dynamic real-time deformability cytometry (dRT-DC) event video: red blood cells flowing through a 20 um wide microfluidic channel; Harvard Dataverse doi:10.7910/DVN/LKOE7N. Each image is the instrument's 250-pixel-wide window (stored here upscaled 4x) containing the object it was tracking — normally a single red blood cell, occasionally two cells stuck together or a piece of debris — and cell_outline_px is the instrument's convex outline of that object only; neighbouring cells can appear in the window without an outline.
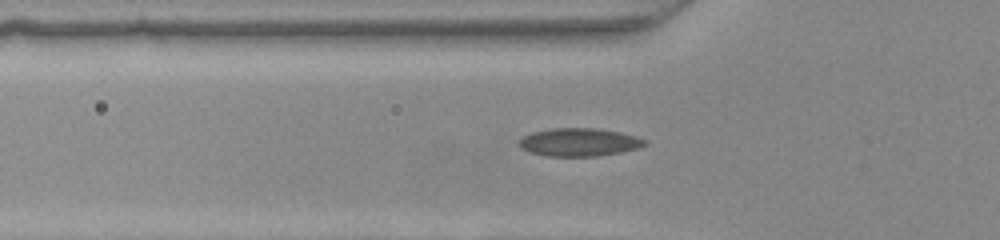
{"species": "common noctule bat (a hibernating species)", "species_latin": "Nyctalus noctula", "temperature_condition": "warm", "stored_images_in_passage": 28, "camera_frame_rate_fps": 3000, "um_per_image_px": 0.085, "animal": {"sex": "female", "body_mass_g": 22.0, "forearm_length_mm": 56.7}, "frame": {"image": 1, "passage_image": 2, "time_ms": 0.333, "image_size_px": [1000, 240], "cell_outline_px": [[648, 144], [640, 148], [620, 152], [596, 156], [544, 156], [528, 152], [520, 144], [520, 140], [524, 136], [532, 132], [552, 128], [592, 128], [620, 132], [636, 136], [648, 140]], "centroid_in_image_um": [49.28, 12.09], "position_along_channel_um": 76.5, "area_um2": 20.52}}
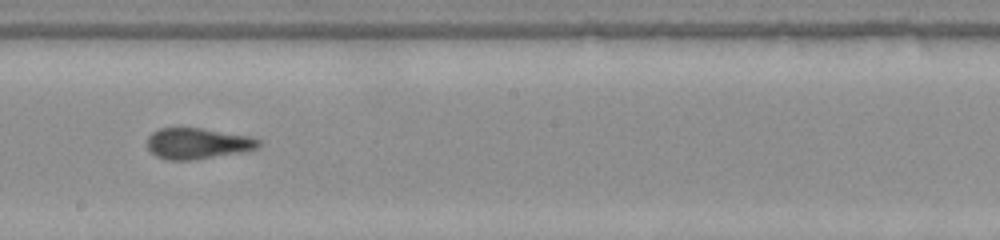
{"frame": {"image": 2, "passage_image": 13, "time_ms": 4.0, "image_size_px": [1000, 240], "cell_outline_px": [[260, 148], [192, 160], [168, 160], [156, 156], [148, 148], [148, 136], [152, 132], [160, 128], [204, 128], [252, 136], [260, 140]], "centroid_in_image_um": [16.81, 12.18], "position_along_channel_um": 231.4, "area_um2": 20.06}}
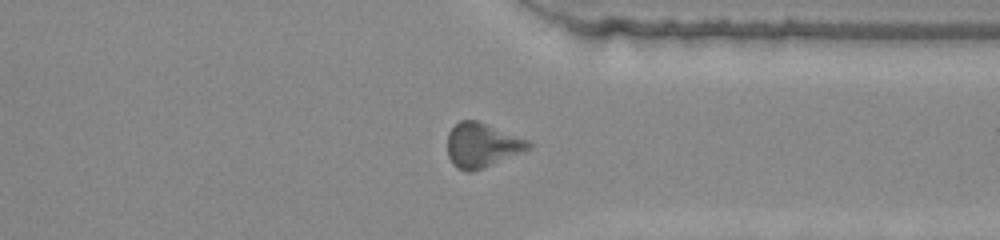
{"frame": {"image": 3, "passage_image": 23, "time_ms": 7.333, "image_size_px": [1000, 240], "cell_outline_px": [[532, 148], [524, 152], [472, 172], [464, 172], [456, 168], [452, 164], [448, 156], [448, 132], [460, 120], [476, 120], [528, 140], [532, 144]], "centroid_in_image_um": [40.96, 12.36], "position_along_channel_um": 370.4, "area_um2": 20.98}}